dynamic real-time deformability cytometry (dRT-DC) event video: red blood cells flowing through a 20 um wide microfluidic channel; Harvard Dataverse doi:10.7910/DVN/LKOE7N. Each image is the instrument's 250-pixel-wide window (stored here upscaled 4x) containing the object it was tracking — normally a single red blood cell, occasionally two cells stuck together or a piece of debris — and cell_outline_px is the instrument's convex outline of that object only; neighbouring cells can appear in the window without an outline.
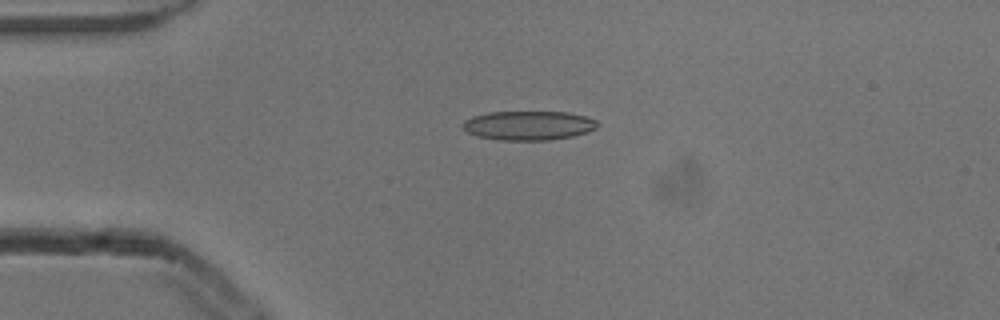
{"species": "common noctule bat (a hibernating species)", "species_latin": "Nyctalus noctula", "temperature_condition": "cold", "stored_images_in_passage": 7, "camera_frame_rate_fps": 3000, "um_per_image_px": 0.085, "animal": {"sex": "male", "body_mass_g": 13.3}, "frame": {"image": 1, "passage_image": 3, "time_ms": 0.667, "image_size_px": [1000, 320], "cell_outline_px": [[600, 124], [596, 128], [588, 132], [572, 136], [548, 140], [500, 140], [476, 136], [468, 132], [460, 124], [464, 120], [472, 116], [488, 112], [568, 112], [584, 116], [596, 120]], "centroid_in_image_um": [44.91, 10.66], "position_along_channel_um": 40.1, "area_um2": 23.0}}
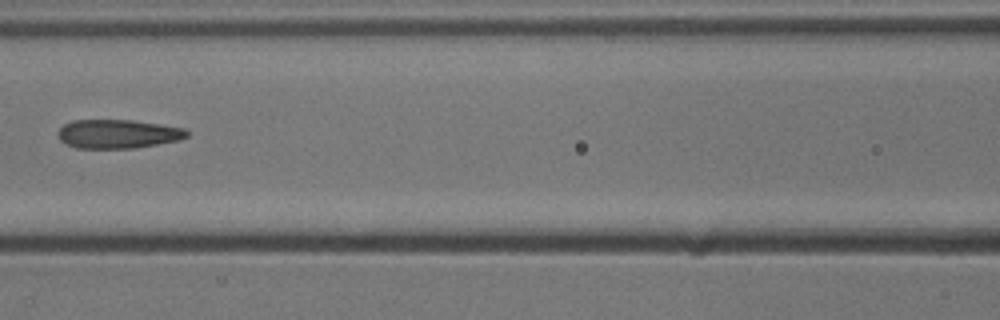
{"frame": {"image": 2, "passage_image": 6, "time_ms": 1.667, "image_size_px": [1000, 320], "cell_outline_px": [[188, 136], [180, 140], [136, 148], [76, 148], [60, 140], [56, 132], [64, 124], [72, 120], [132, 120], [160, 124], [184, 128], [188, 132]], "centroid_in_image_um": [10.01, 11.38], "position_along_channel_um": 156.6, "area_um2": 21.73}}
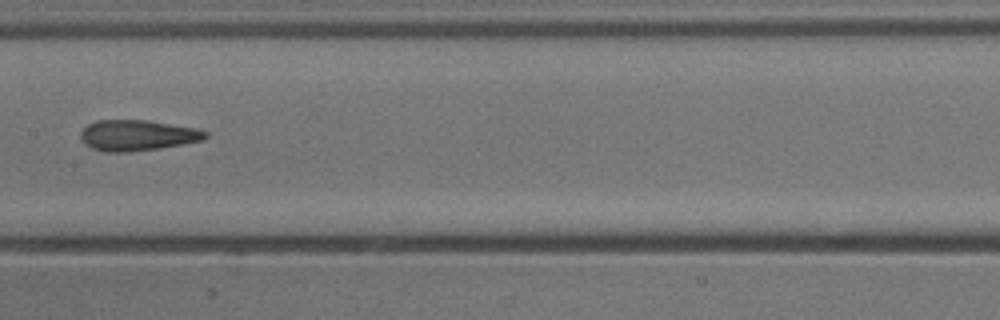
{"frame": {"image": 3, "passage_image": 7, "time_ms": 2.0, "image_size_px": [1000, 320], "cell_outline_px": [[208, 136], [204, 140], [184, 144], [160, 148], [128, 152], [104, 152], [92, 148], [84, 144], [80, 136], [80, 132], [88, 124], [96, 120], [148, 120], [196, 128], [208, 132]], "centroid_in_image_um": [11.68, 11.5], "position_along_channel_um": 195.7, "area_um2": 22.54}}